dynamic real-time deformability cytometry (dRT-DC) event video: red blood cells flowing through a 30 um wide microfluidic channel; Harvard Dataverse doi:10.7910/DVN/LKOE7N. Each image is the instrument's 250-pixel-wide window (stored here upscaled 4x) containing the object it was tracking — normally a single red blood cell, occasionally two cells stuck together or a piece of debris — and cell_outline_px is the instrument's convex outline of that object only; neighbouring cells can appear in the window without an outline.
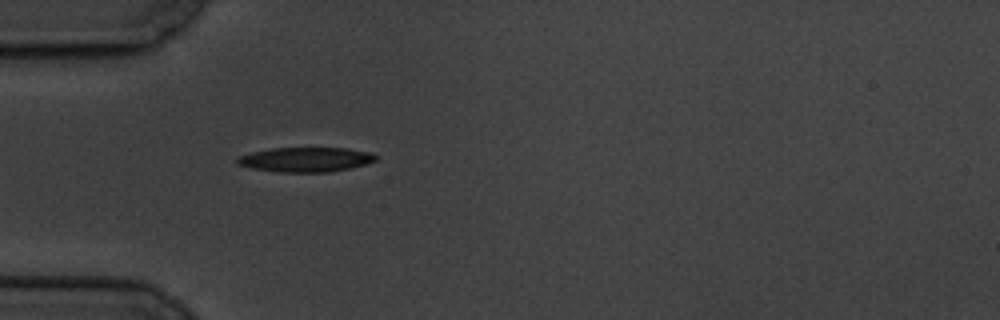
{"species": "common noctule bat (a hibernating species)", "species_latin": "Nyctalus noctula", "temperature_condition": "cold", "stored_images_in_passage": 1, "camera_frame_rate_fps": 3000, "um_per_image_px": 0.085, "animal": {"sex": "male", "body_mass_g": 19.5, "forearm_length_mm": 54.6}, "frame": {"image": 1, "passage_image": 1, "time_ms": 0.0, "image_size_px": [1000, 320], "cell_outline_px": [[376, 160], [364, 164], [348, 168], [328, 172], [276, 172], [252, 168], [236, 164], [236, 156], [252, 152], [272, 148], [348, 148], [372, 152], [376, 156]], "centroid_in_image_um": [25.94, 13.55], "position_along_channel_um": 59.1, "area_um2": 19.88}}